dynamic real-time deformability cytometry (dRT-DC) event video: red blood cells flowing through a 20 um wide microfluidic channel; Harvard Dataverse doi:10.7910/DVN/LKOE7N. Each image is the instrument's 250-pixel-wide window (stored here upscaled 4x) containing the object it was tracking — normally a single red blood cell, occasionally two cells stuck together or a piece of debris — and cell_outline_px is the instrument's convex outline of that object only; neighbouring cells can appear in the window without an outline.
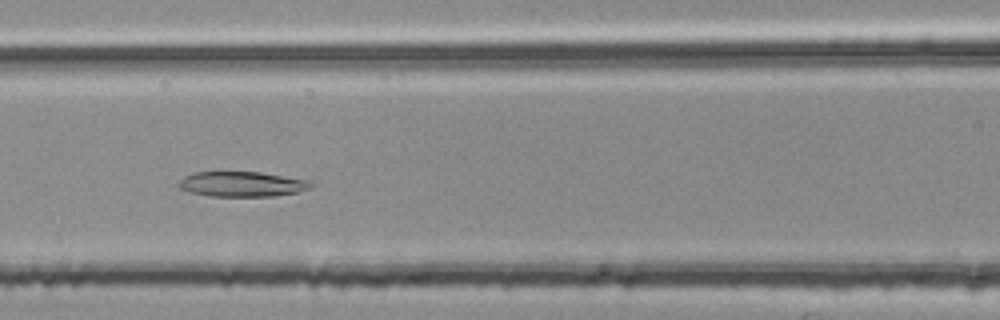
{"species": "common noctule bat (a hibernating species)", "species_latin": "Nyctalus noctula", "temperature_condition": "room temperature", "stored_images_in_passage": 35, "camera_frame_rate_fps": 3000, "um_per_image_px": 0.085, "animal": {"sex": "female", "body_mass_g": 25.1}, "frame": {"image": 1, "passage_image": 12, "time_ms": 3.667, "image_size_px": [1000, 320], "cell_outline_px": [[312, 184], [308, 188], [300, 192], [276, 196], [212, 196], [192, 192], [180, 188], [176, 184], [184, 176], [196, 172], [260, 172], [308, 180]], "centroid_in_image_um": [20.56, 15.65], "position_along_channel_um": 146.0, "area_um2": 19.19}}
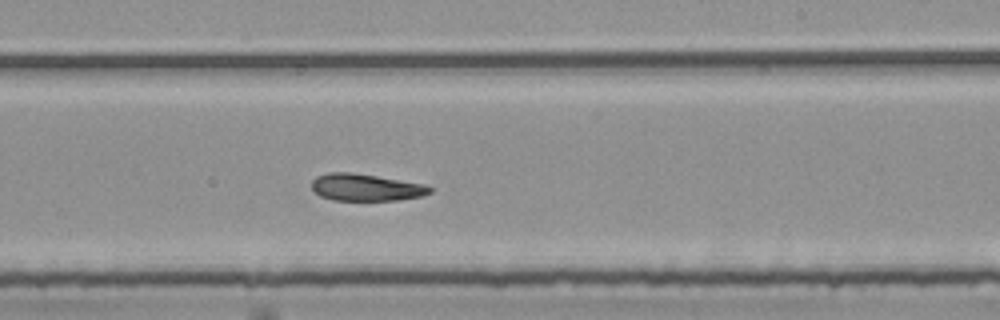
{"frame": {"image": 2, "passage_image": 21, "time_ms": 6.667, "image_size_px": [1000, 320], "cell_outline_px": [[432, 192], [420, 196], [396, 200], [332, 200], [320, 196], [312, 192], [312, 180], [316, 176], [328, 172], [348, 172], [376, 176], [424, 184], [432, 188]], "centroid_in_image_um": [31.04, 15.93], "position_along_channel_um": 258.0, "area_um2": 18.55}}
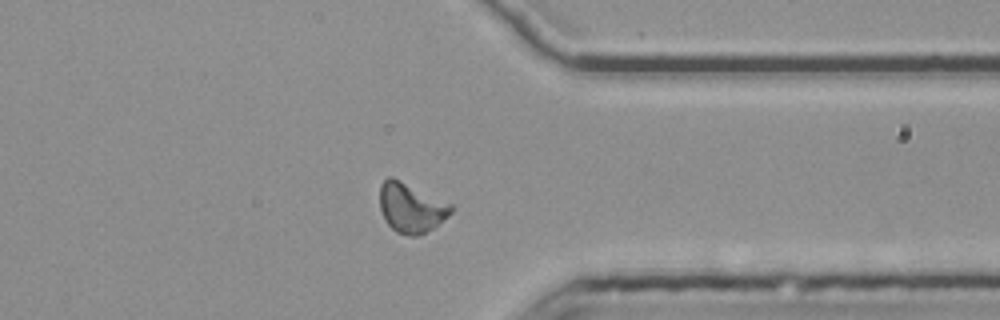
{"frame": {"image": 3, "passage_image": 31, "time_ms": 10.0, "image_size_px": [1000, 320], "cell_outline_px": [[452, 212], [448, 216], [432, 228], [416, 236], [408, 236], [396, 232], [384, 220], [380, 208], [380, 184], [388, 176], [392, 176], [452, 204]], "centroid_in_image_um": [34.91, 17.64], "position_along_channel_um": 376.5, "area_um2": 20.52}, "authors_computed_cell_mechanics": {"area_um2": 19.4208, "velocity_mm_per_s": 3.7456, "shape_relaxation_time_tau1_ms": null, "shape_relaxation_time_tau2_ms": 1.2334, "deformation_change_tau1": null, "deformation_change_tau2": 0.0738}}